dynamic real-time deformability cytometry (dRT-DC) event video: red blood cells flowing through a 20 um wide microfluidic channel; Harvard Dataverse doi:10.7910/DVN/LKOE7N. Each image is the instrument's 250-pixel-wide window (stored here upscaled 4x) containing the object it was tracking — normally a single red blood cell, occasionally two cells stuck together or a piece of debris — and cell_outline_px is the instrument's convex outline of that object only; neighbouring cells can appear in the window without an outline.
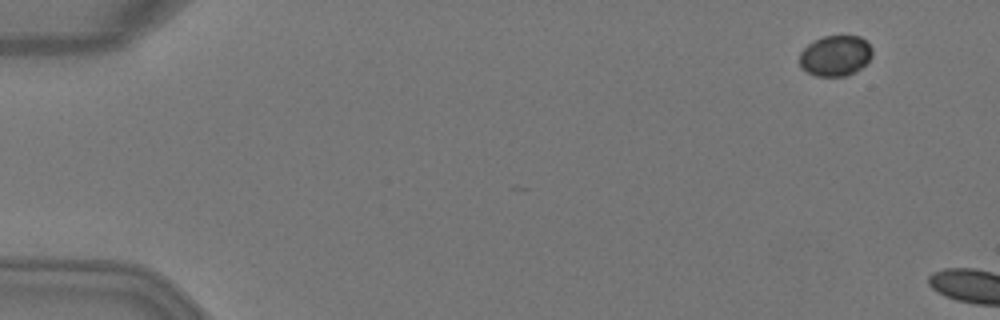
{"species": "Egyptian fruit bat (a non-hibernating species)", "species_latin": "Rousettus aegyptiacus", "temperature_condition": "warm", "stored_images_in_passage": 3, "camera_frame_rate_fps": 3000, "um_per_image_px": 0.085, "animal": {"sex": "female"}, "frame": {"image": 1, "passage_image": 2, "time_ms": 0.333, "image_size_px": [1000, 320], "cell_outline_px": [[872, 56], [860, 68], [844, 76], [816, 76], [800, 68], [800, 52], [808, 44], [824, 36], [860, 36], [872, 48]], "centroid_in_image_um": [70.98, 4.73], "position_along_channel_um": 14.0, "area_um2": 16.99}}